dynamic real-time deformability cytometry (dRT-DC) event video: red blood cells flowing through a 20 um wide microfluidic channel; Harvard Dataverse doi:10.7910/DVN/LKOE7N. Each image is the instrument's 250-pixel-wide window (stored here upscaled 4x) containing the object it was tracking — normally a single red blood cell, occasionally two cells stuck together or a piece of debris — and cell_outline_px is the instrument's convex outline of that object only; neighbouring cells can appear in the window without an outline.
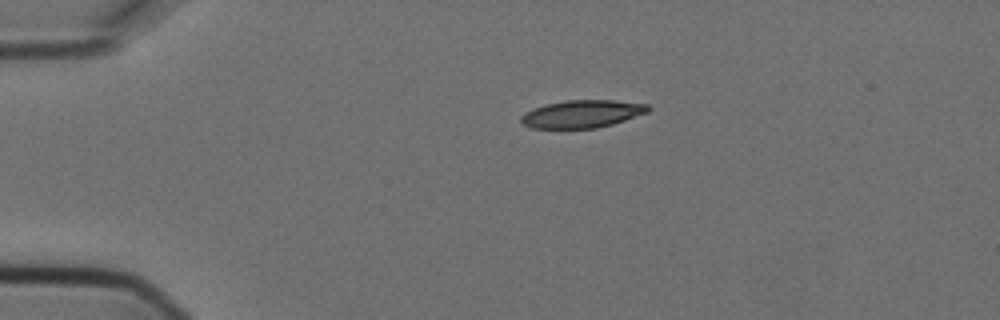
{"species": "Egyptian fruit bat (a non-hibernating species)", "species_latin": "Rousettus aegyptiacus", "temperature_condition": "cold", "stored_images_in_passage": 3, "camera_frame_rate_fps": 3000, "um_per_image_px": 0.085, "animal": {"sex": "female"}, "frame": {"image": 1, "passage_image": 1, "time_ms": 0.0, "image_size_px": [1000, 320], "cell_outline_px": [[652, 108], [648, 112], [612, 124], [596, 128], [532, 128], [524, 124], [520, 120], [520, 116], [524, 112], [548, 104], [568, 100], [612, 100], [648, 104]], "centroid_in_image_um": [49.5, 9.68], "position_along_channel_um": 35.5, "area_um2": 20.29}}
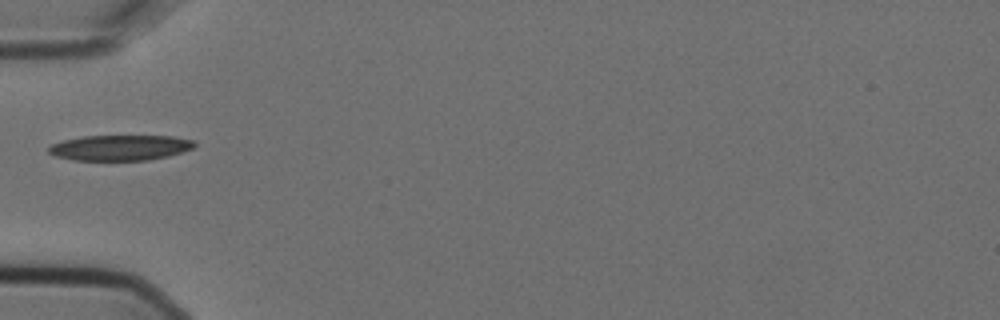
{"frame": {"image": 2, "passage_image": 3, "time_ms": 0.667, "image_size_px": [1000, 320], "cell_outline_px": [[196, 144], [192, 148], [168, 156], [148, 160], [72, 160], [56, 156], [48, 152], [48, 148], [52, 144], [64, 140], [84, 136], [172, 136], [192, 140]], "centroid_in_image_um": [10.18, 12.55], "position_along_channel_um": 74.8, "area_um2": 21.44}}